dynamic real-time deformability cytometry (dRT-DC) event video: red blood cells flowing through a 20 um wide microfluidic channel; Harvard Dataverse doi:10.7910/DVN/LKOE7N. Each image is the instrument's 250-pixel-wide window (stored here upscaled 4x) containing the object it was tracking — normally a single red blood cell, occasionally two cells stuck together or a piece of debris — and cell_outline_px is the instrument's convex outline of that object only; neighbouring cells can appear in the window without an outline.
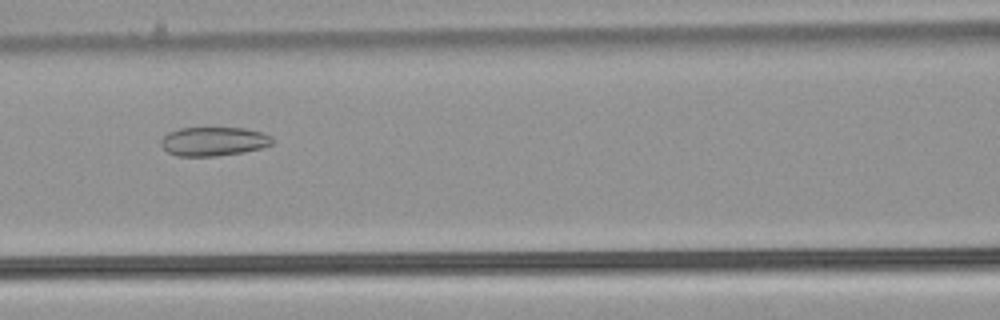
{"species": "common noctule bat (a hibernating species)", "species_latin": "Nyctalus noctula", "temperature_condition": "warm", "stored_images_in_passage": 32, "camera_frame_rate_fps": 3000, "um_per_image_px": 0.085, "animal": {"sex": "male", "body_mass_g": 21.5, "forearm_length_mm": 52.0}, "frame": {"image": 1, "passage_image": 7, "time_ms": 2.0, "image_size_px": [1000, 320], "cell_outline_px": [[276, 140], [272, 144], [260, 148], [244, 152], [216, 156], [176, 156], [168, 152], [160, 144], [160, 140], [168, 132], [180, 128], [244, 128], [260, 132], [272, 136]], "centroid_in_image_um": [18.16, 12.02], "position_along_channel_um": 148.4, "area_um2": 18.84}}
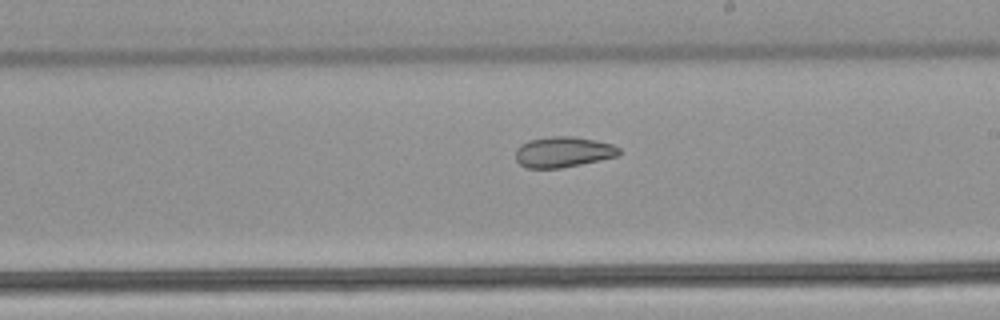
{"frame": {"image": 2, "passage_image": 14, "time_ms": 4.333, "image_size_px": [1000, 320], "cell_outline_px": [[620, 156], [560, 168], [524, 168], [516, 160], [516, 148], [520, 144], [528, 140], [552, 136], [572, 136], [596, 140], [612, 144], [620, 148]], "centroid_in_image_um": [47.86, 12.91], "position_along_channel_um": 241.1, "area_um2": 18.61}}
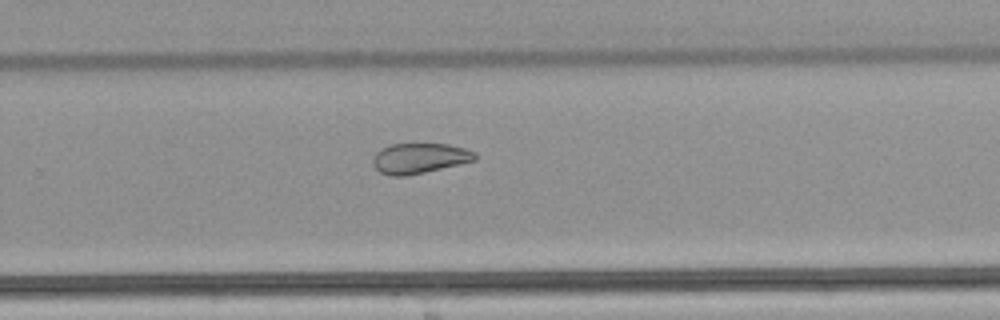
{"frame": {"image": 3, "passage_image": 18, "time_ms": 5.667, "image_size_px": [1000, 320], "cell_outline_px": [[476, 160], [424, 172], [404, 176], [392, 176], [380, 172], [372, 164], [372, 160], [376, 152], [380, 148], [392, 144], [448, 144], [464, 148], [476, 152]], "centroid_in_image_um": [35.63, 13.44], "position_along_channel_um": 294.2, "area_um2": 17.92}, "authors_computed_cell_mechanics": {"area_um2": 19.2474, "velocity_mm_per_s": 3.9844, "shape_relaxation_time_tau1_ms": null, "shape_relaxation_time_tau2_ms": 1.9606, "deformation_change_tau1": null, "deformation_change_tau2": 0.0598}}